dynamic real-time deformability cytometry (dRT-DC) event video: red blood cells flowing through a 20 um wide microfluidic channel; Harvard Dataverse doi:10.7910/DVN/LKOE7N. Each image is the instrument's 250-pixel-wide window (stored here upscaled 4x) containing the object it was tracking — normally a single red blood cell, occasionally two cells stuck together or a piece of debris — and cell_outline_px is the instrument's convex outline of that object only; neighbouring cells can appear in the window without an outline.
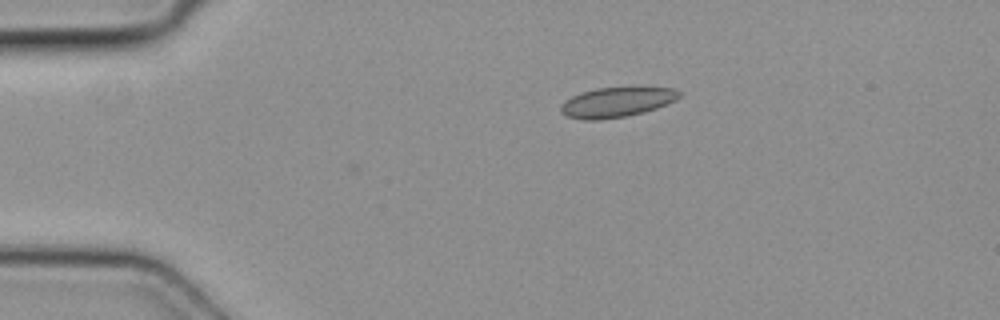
{"species": "common noctule bat (a hibernating species)", "species_latin": "Nyctalus noctula", "temperature_condition": "cold", "stored_images_in_passage": 5, "camera_frame_rate_fps": 3000, "um_per_image_px": 0.085, "animal": {"sex": "female", "body_mass_g": 19.3, "forearm_length_mm": 54.1}, "frame": {"image": 1, "passage_image": 3, "time_ms": 0.667, "image_size_px": [1000, 320], "cell_outline_px": [[680, 96], [676, 100], [656, 108], [644, 112], [628, 116], [600, 120], [584, 120], [568, 116], [560, 112], [560, 108], [564, 100], [580, 92], [596, 88], [636, 84], [676, 88], [680, 92]], "centroid_in_image_um": [52.48, 8.63], "position_along_channel_um": 32.5, "area_um2": 21.73}}